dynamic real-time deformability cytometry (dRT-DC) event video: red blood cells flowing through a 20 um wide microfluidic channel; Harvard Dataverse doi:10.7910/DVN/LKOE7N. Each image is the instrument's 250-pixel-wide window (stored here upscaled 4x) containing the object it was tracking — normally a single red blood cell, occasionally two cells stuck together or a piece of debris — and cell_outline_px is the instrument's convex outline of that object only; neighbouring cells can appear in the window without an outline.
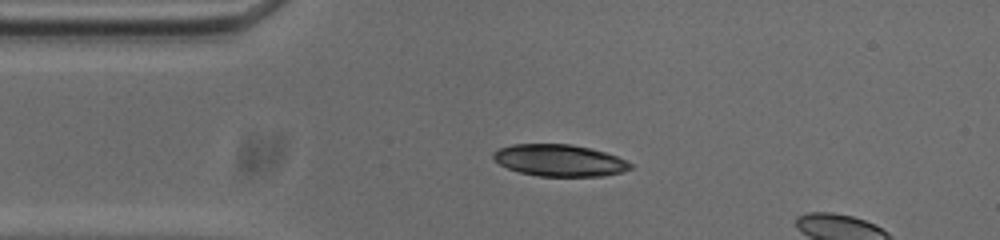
{"species": "common noctule bat (a hibernating species)", "species_latin": "Nyctalus noctula", "temperature_condition": "cold", "stored_images_in_passage": 14, "camera_frame_rate_fps": 3000, "um_per_image_px": 0.085, "animal": {"sex": "male", "body_mass_g": 20.0, "forearm_length_mm": 53.3}, "frame": {"image": 1, "passage_image": 10, "time_ms": 3.0, "image_size_px": [1000, 240], "cell_outline_px": [[632, 168], [620, 172], [604, 176], [536, 176], [520, 172], [508, 168], [500, 164], [492, 156], [492, 152], [500, 148], [512, 144], [572, 144], [604, 152], [616, 156], [632, 164]], "centroid_in_image_um": [47.53, 13.63], "position_along_channel_um": 37.5, "area_um2": 25.2}}